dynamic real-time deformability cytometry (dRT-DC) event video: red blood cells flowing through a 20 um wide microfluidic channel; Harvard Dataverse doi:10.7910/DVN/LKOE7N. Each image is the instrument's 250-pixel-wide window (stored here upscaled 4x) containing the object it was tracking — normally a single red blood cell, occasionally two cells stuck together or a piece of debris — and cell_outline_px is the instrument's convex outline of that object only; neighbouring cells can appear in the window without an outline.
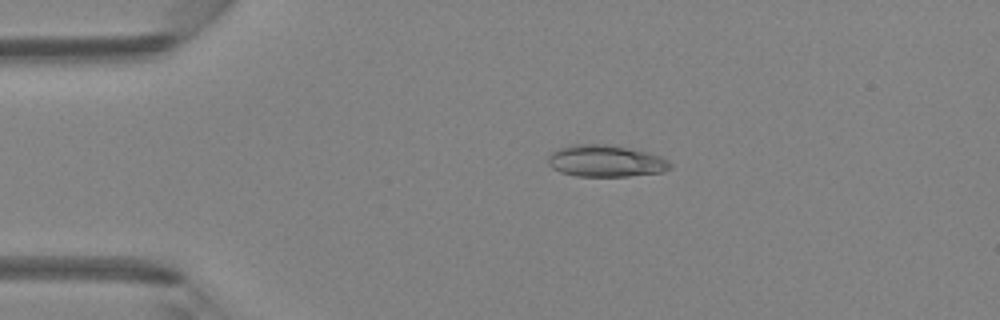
{"species": "Egyptian fruit bat (a non-hibernating species)", "species_latin": "Rousettus aegyptiacus", "temperature_condition": "room temperature", "stored_images_in_passage": 3, "camera_frame_rate_fps": 3000, "um_per_image_px": 0.085, "animal": {"sex": "female"}, "frame": {"image": 1, "passage_image": 2, "time_ms": 1.0, "image_size_px": [1000, 320], "cell_outline_px": [[672, 168], [660, 172], [628, 176], [576, 176], [560, 172], [552, 168], [548, 164], [548, 156], [552, 152], [560, 148], [572, 144], [608, 144], [648, 152], [660, 156], [668, 160], [672, 164]], "centroid_in_image_um": [51.48, 13.68], "position_along_channel_um": 33.5, "area_um2": 22.66}}